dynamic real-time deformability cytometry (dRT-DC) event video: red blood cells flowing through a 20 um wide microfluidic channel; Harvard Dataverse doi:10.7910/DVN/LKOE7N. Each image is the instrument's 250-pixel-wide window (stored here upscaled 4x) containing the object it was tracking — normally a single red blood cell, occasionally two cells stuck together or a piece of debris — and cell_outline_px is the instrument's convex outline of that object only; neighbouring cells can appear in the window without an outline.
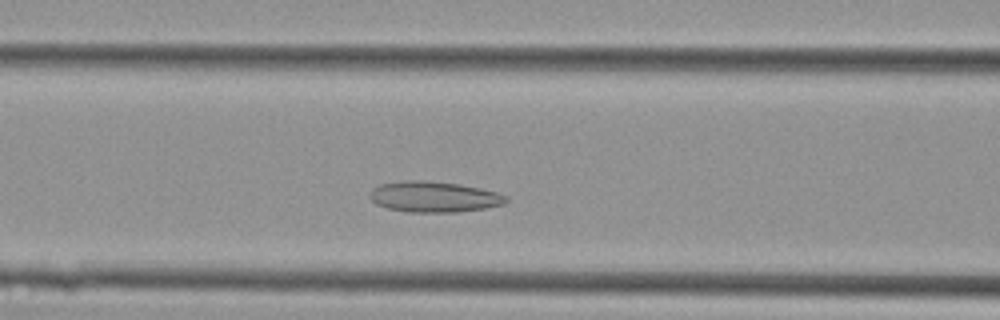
{"species": "Egyptian fruit bat (a non-hibernating species)", "species_latin": "Rousettus aegyptiacus", "temperature_condition": "cold", "stored_images_in_passage": 32, "camera_frame_rate_fps": 3000, "um_per_image_px": 0.085, "animal": {"sex": "female"}, "frame": {"image": 1, "passage_image": 6, "time_ms": 1.667, "image_size_px": [1000, 320], "cell_outline_px": [[508, 200], [504, 204], [484, 208], [456, 212], [412, 212], [388, 208], [376, 204], [368, 196], [368, 192], [372, 188], [380, 184], [404, 180], [424, 180], [460, 184], [480, 188], [496, 192], [508, 196]], "centroid_in_image_um": [36.86, 16.72], "position_along_channel_um": 129.7, "area_um2": 24.51}}
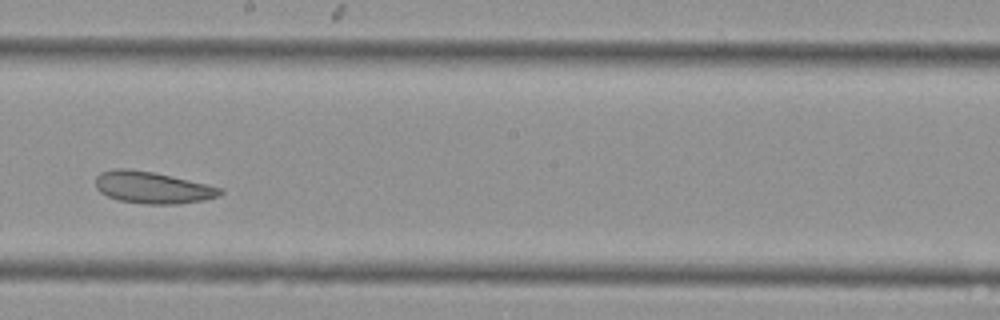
{"frame": {"image": 2, "passage_image": 13, "time_ms": 4.0, "image_size_px": [1000, 320], "cell_outline_px": [[224, 192], [216, 196], [204, 200], [180, 204], [144, 204], [116, 200], [100, 192], [96, 188], [96, 176], [100, 172], [116, 168], [128, 168], [152, 172], [208, 184], [220, 188]], "centroid_in_image_um": [12.92, 15.94], "position_along_channel_um": 235.3, "area_um2": 23.12}}
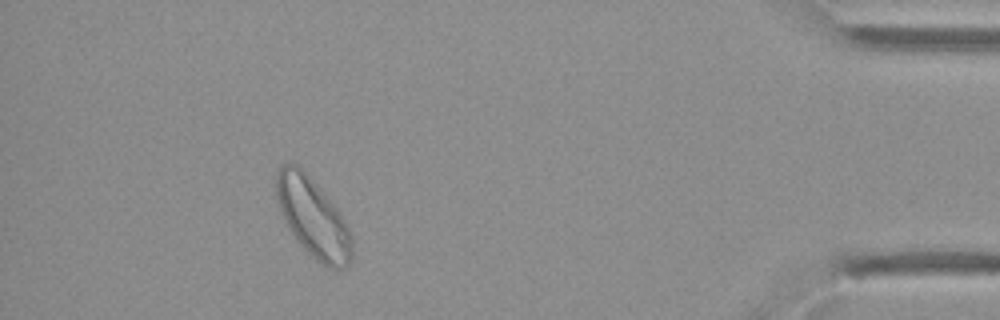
{"frame": {"image": 3, "passage_image": 28, "time_ms": 9.0, "image_size_px": [1000, 320], "cell_outline_px": [[352, 260], [344, 268], [336, 272], [328, 268], [316, 260], [300, 244], [288, 228], [284, 220], [276, 200], [276, 172], [284, 164], [296, 164], [316, 184], [340, 212], [352, 236]], "centroid_in_image_um": [26.62, 18.56], "position_along_channel_um": 408.6, "area_um2": 34.74}}